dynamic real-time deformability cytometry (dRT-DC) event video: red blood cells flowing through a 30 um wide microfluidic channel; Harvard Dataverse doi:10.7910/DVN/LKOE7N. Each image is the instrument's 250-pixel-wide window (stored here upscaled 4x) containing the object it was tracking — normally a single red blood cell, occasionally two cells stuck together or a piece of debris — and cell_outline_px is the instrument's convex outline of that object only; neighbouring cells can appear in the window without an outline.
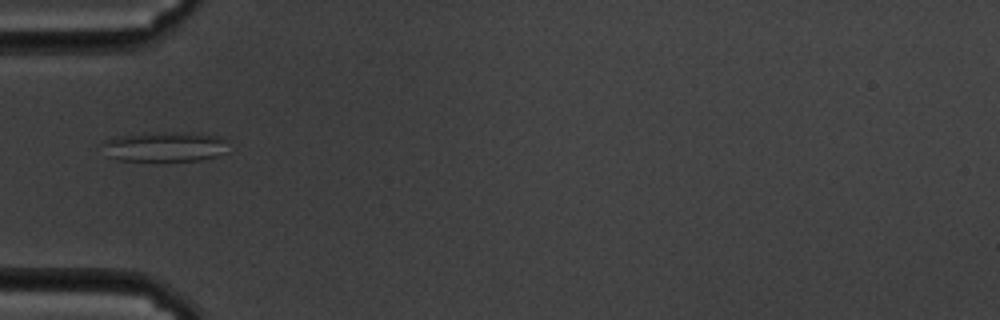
{"species": "common noctule bat (a hibernating species)", "species_latin": "Nyctalus noctula", "temperature_condition": "cold", "stored_images_in_passage": 36, "camera_frame_rate_fps": 3000, "um_per_image_px": 0.085, "animal": {"sex": "male", "body_mass_g": 19.5, "forearm_length_mm": 54.6}, "frame": {"image": 1, "passage_image": 1, "time_ms": 0.0, "image_size_px": [1000, 320], "cell_outline_px": [[228, 152], [216, 156], [200, 160], [116, 160], [108, 156], [100, 144], [104, 140], [112, 136], [148, 132], [200, 132], [224, 136]], "centroid_in_image_um": [14.01, 12.43], "position_along_channel_um": 71.0, "area_um2": 22.6}}
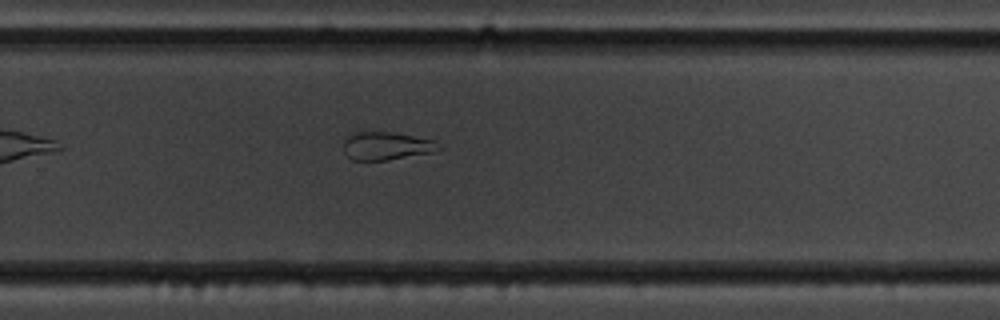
{"frame": {"image": 2, "passage_image": 21, "time_ms": 6.667, "image_size_px": [1000, 320], "cell_outline_px": [[444, 148], [432, 152], [388, 160], [352, 160], [344, 152], [344, 140], [352, 132], [392, 132], [436, 140], [444, 144]], "centroid_in_image_um": [32.91, 12.4], "position_along_channel_um": 296.9, "area_um2": 15.78}}
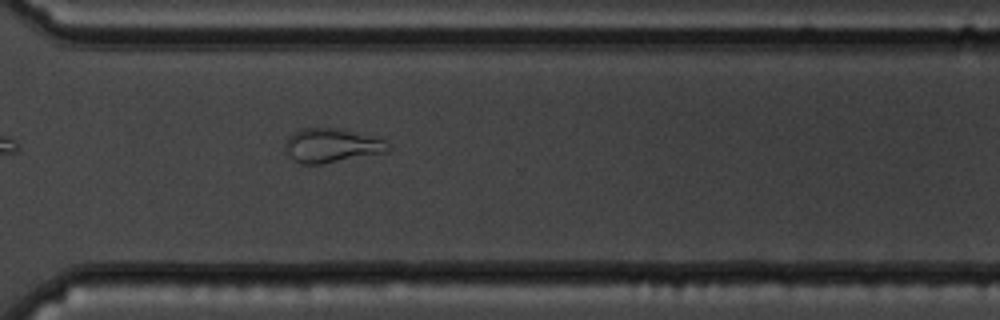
{"frame": {"image": 3, "passage_image": 25, "time_ms": 8.0, "image_size_px": [1000, 320], "cell_outline_px": [[392, 148], [388, 152], [320, 164], [304, 164], [296, 160], [284, 148], [284, 144], [288, 136], [304, 128], [332, 128], [380, 136]], "centroid_in_image_um": [28.27, 12.36], "position_along_channel_um": 342.3, "area_um2": 20.35}, "authors_computed_cell_mechanics": {"area_um2": 18.0914, "velocity_mm_per_s": 3.3913, "shape_relaxation_time_tau1_ms": null, "shape_relaxation_time_tau2_ms": 2.4979, "deformation_change_tau1": null, "deformation_change_tau2": 0.0989}}